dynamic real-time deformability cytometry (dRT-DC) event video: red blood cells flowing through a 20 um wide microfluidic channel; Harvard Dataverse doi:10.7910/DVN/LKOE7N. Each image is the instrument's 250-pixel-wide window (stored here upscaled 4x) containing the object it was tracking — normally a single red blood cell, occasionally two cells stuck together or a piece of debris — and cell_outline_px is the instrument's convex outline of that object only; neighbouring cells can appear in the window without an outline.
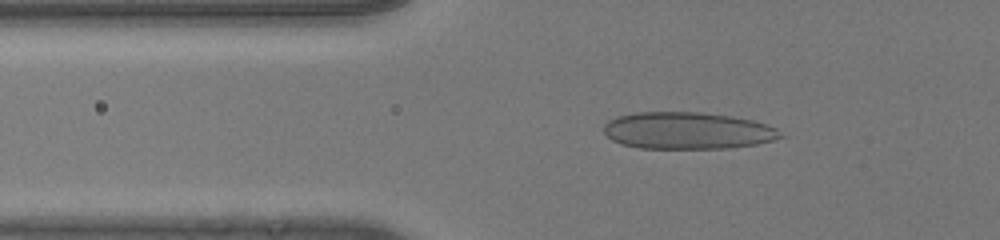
{"species": "human", "species_latin": "Homo sapiens", "temperature_condition": "room temperature", "stored_images_in_passage": 53, "camera_frame_rate_fps": 3000, "um_per_image_px": 0.085, "donor": {"sex": "male"}, "frame": {"image": 1, "passage_image": 22, "time_ms": 7.0, "image_size_px": [1000, 240], "cell_outline_px": [[788, 136], [756, 144], [728, 148], [640, 148], [620, 144], [612, 140], [604, 132], [604, 124], [608, 120], [616, 116], [636, 112], [700, 112], [732, 116], [752, 120], [768, 124], [776, 128]], "centroid_in_image_um": [58.45, 11.1], "position_along_channel_um": 67.3, "area_um2": 38.32}}
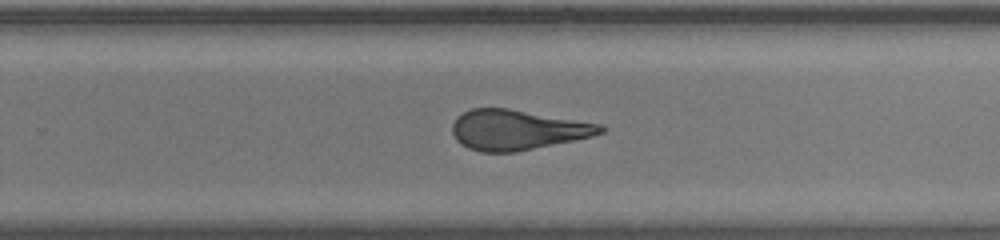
{"frame": {"image": 2, "passage_image": 39, "time_ms": 12.667, "image_size_px": [1000, 240], "cell_outline_px": [[604, 132], [592, 136], [516, 152], [480, 152], [468, 148], [460, 144], [456, 140], [452, 132], [452, 124], [456, 116], [472, 108], [508, 108], [604, 124]], "centroid_in_image_um": [43.95, 11.03], "position_along_channel_um": 285.9, "area_um2": 34.74}}
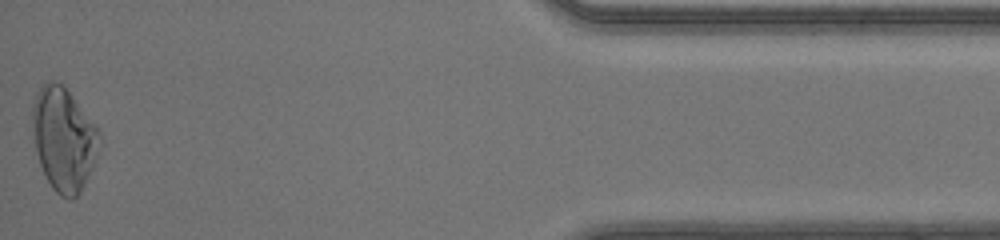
{"frame": {"image": 3, "passage_image": 53, "time_ms": 17.333, "image_size_px": [1000, 240], "cell_outline_px": [[100, 136], [92, 168], [80, 192], [72, 200], [68, 200], [60, 196], [52, 188], [40, 164], [36, 152], [32, 116], [32, 104], [36, 92], [48, 80], [52, 80], [64, 84], [100, 132]], "centroid_in_image_um": [5.39, 11.8], "position_along_channel_um": 429.8, "area_um2": 39.94}, "authors_computed_cell_mechanics": {"area_um2": 37.4544, "velocity_mm_per_s": 4.2038, "shape_relaxation_time_tau1_ms": null, "shape_relaxation_time_tau2_ms": 0.7851, "deformation_change_tau1": null, "deformation_change_tau2": 0.0654}}